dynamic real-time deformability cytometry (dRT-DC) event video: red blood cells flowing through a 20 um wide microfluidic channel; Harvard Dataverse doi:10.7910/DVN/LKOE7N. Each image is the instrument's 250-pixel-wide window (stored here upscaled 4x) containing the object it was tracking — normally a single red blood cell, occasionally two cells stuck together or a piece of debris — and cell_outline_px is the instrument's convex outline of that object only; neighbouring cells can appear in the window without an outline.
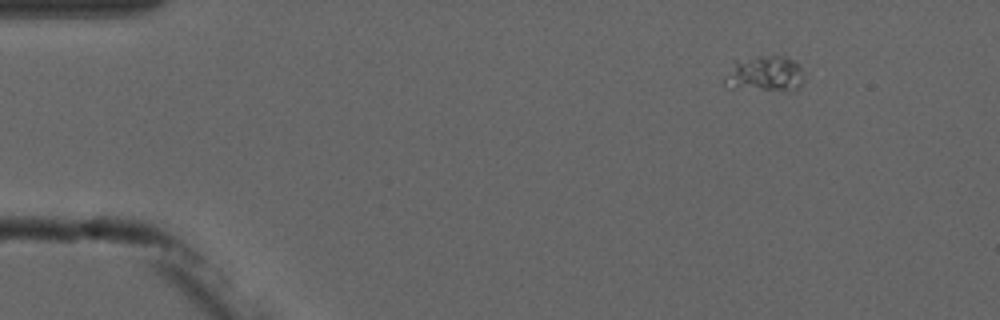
{"species": "common noctule bat (a hibernating species)", "species_latin": "Nyctalus noctula", "temperature_condition": "cold", "stored_images_in_passage": 10, "camera_frame_rate_fps": 3000, "um_per_image_px": 0.085, "animal": {"sex": "male", "forearm_length_mm": 52.5}, "frame": {"image": 1, "passage_image": 1, "time_ms": 0.0, "image_size_px": [1000, 320], "cell_outline_px": [[804, 80], [796, 92], [792, 92], [728, 88], [724, 84], [724, 80], [736, 64], [756, 56], [772, 52], [784, 56], [792, 60], [800, 68], [804, 76]], "centroid_in_image_um": [65.12, 6.31], "position_along_channel_um": 19.9, "area_um2": 16.76}}
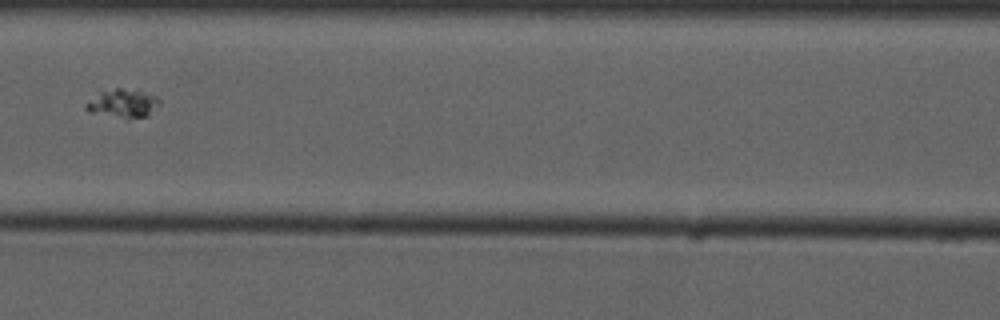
{"frame": {"image": 2, "passage_image": 6, "time_ms": 6.0, "image_size_px": [1000, 320], "cell_outline_px": [[160, 104], [148, 116], [128, 120], [88, 112], [84, 108], [84, 104], [100, 88], [120, 88], [140, 92], [156, 96], [160, 100]], "centroid_in_image_um": [10.36, 8.8], "position_along_channel_um": 156.2, "area_um2": 12.77}}
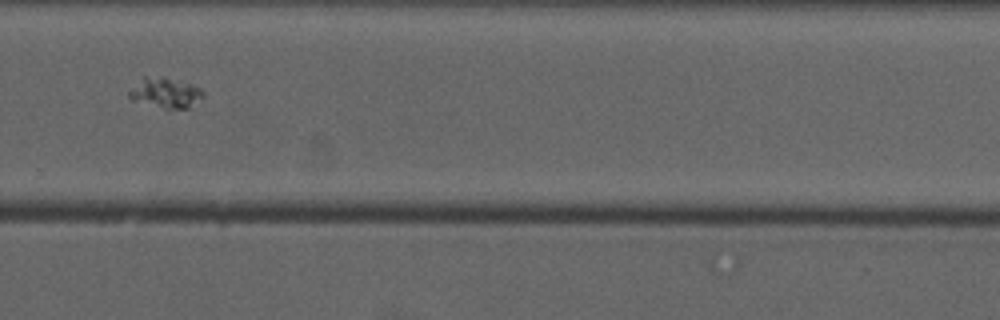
{"frame": {"image": 3, "passage_image": 10, "time_ms": 10.333, "image_size_px": [1000, 320], "cell_outline_px": [[204, 96], [188, 108], [168, 112], [132, 100], [128, 96], [128, 92], [144, 76], [164, 76], [192, 84], [200, 88], [204, 92]], "centroid_in_image_um": [14.06, 7.93], "position_along_channel_um": 315.7, "area_um2": 13.64}}